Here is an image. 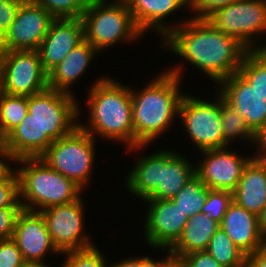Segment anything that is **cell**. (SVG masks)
<instances>
[{
	"label": "cell",
	"mask_w": 266,
	"mask_h": 267,
	"mask_svg": "<svg viewBox=\"0 0 266 267\" xmlns=\"http://www.w3.org/2000/svg\"><path fill=\"white\" fill-rule=\"evenodd\" d=\"M180 267H223L206 250L192 252L178 260Z\"/></svg>",
	"instance_id": "cell-38"
},
{
	"label": "cell",
	"mask_w": 266,
	"mask_h": 267,
	"mask_svg": "<svg viewBox=\"0 0 266 267\" xmlns=\"http://www.w3.org/2000/svg\"><path fill=\"white\" fill-rule=\"evenodd\" d=\"M5 207H22L18 174L11 166L0 175V208Z\"/></svg>",
	"instance_id": "cell-34"
},
{
	"label": "cell",
	"mask_w": 266,
	"mask_h": 267,
	"mask_svg": "<svg viewBox=\"0 0 266 267\" xmlns=\"http://www.w3.org/2000/svg\"><path fill=\"white\" fill-rule=\"evenodd\" d=\"M168 254L164 260H153L148 256L142 257V267H175L178 264V261L174 258V256L170 253L169 249Z\"/></svg>",
	"instance_id": "cell-40"
},
{
	"label": "cell",
	"mask_w": 266,
	"mask_h": 267,
	"mask_svg": "<svg viewBox=\"0 0 266 267\" xmlns=\"http://www.w3.org/2000/svg\"><path fill=\"white\" fill-rule=\"evenodd\" d=\"M26 265L21 251L12 238L0 241V267H25Z\"/></svg>",
	"instance_id": "cell-36"
},
{
	"label": "cell",
	"mask_w": 266,
	"mask_h": 267,
	"mask_svg": "<svg viewBox=\"0 0 266 267\" xmlns=\"http://www.w3.org/2000/svg\"><path fill=\"white\" fill-rule=\"evenodd\" d=\"M12 239L30 265L50 267L44 263L46 253L61 254L54 246L42 213L22 209L15 222ZM51 251V252H50Z\"/></svg>",
	"instance_id": "cell-14"
},
{
	"label": "cell",
	"mask_w": 266,
	"mask_h": 267,
	"mask_svg": "<svg viewBox=\"0 0 266 267\" xmlns=\"http://www.w3.org/2000/svg\"><path fill=\"white\" fill-rule=\"evenodd\" d=\"M208 190L195 174L172 200L186 214L187 218H191L195 214L201 213L202 207L208 197Z\"/></svg>",
	"instance_id": "cell-28"
},
{
	"label": "cell",
	"mask_w": 266,
	"mask_h": 267,
	"mask_svg": "<svg viewBox=\"0 0 266 267\" xmlns=\"http://www.w3.org/2000/svg\"><path fill=\"white\" fill-rule=\"evenodd\" d=\"M7 148L12 162L19 158L40 157V128L29 113L7 134Z\"/></svg>",
	"instance_id": "cell-24"
},
{
	"label": "cell",
	"mask_w": 266,
	"mask_h": 267,
	"mask_svg": "<svg viewBox=\"0 0 266 267\" xmlns=\"http://www.w3.org/2000/svg\"><path fill=\"white\" fill-rule=\"evenodd\" d=\"M81 19L84 39L98 52L123 40L135 42L143 35L124 0H89Z\"/></svg>",
	"instance_id": "cell-5"
},
{
	"label": "cell",
	"mask_w": 266,
	"mask_h": 267,
	"mask_svg": "<svg viewBox=\"0 0 266 267\" xmlns=\"http://www.w3.org/2000/svg\"><path fill=\"white\" fill-rule=\"evenodd\" d=\"M114 78H100L88 91L89 120L79 127L94 136L134 147L133 112L130 88ZM90 126V127H89Z\"/></svg>",
	"instance_id": "cell-3"
},
{
	"label": "cell",
	"mask_w": 266,
	"mask_h": 267,
	"mask_svg": "<svg viewBox=\"0 0 266 267\" xmlns=\"http://www.w3.org/2000/svg\"><path fill=\"white\" fill-rule=\"evenodd\" d=\"M149 203L145 216L146 243L170 249L181 237L188 218L172 199H144Z\"/></svg>",
	"instance_id": "cell-12"
},
{
	"label": "cell",
	"mask_w": 266,
	"mask_h": 267,
	"mask_svg": "<svg viewBox=\"0 0 266 267\" xmlns=\"http://www.w3.org/2000/svg\"><path fill=\"white\" fill-rule=\"evenodd\" d=\"M14 161L23 165L16 169L22 209L41 212L80 197L82 189L78 185L50 168L40 158H19Z\"/></svg>",
	"instance_id": "cell-4"
},
{
	"label": "cell",
	"mask_w": 266,
	"mask_h": 267,
	"mask_svg": "<svg viewBox=\"0 0 266 267\" xmlns=\"http://www.w3.org/2000/svg\"><path fill=\"white\" fill-rule=\"evenodd\" d=\"M220 228L247 256L266 245V235L259 227L258 216L234 201L229 205Z\"/></svg>",
	"instance_id": "cell-18"
},
{
	"label": "cell",
	"mask_w": 266,
	"mask_h": 267,
	"mask_svg": "<svg viewBox=\"0 0 266 267\" xmlns=\"http://www.w3.org/2000/svg\"><path fill=\"white\" fill-rule=\"evenodd\" d=\"M28 113V97L0 91V125L7 135Z\"/></svg>",
	"instance_id": "cell-30"
},
{
	"label": "cell",
	"mask_w": 266,
	"mask_h": 267,
	"mask_svg": "<svg viewBox=\"0 0 266 267\" xmlns=\"http://www.w3.org/2000/svg\"><path fill=\"white\" fill-rule=\"evenodd\" d=\"M179 1L184 5V7L187 6L189 9L191 8L194 0H179Z\"/></svg>",
	"instance_id": "cell-48"
},
{
	"label": "cell",
	"mask_w": 266,
	"mask_h": 267,
	"mask_svg": "<svg viewBox=\"0 0 266 267\" xmlns=\"http://www.w3.org/2000/svg\"><path fill=\"white\" fill-rule=\"evenodd\" d=\"M196 174L184 156L172 150L159 151V181L145 199H172Z\"/></svg>",
	"instance_id": "cell-19"
},
{
	"label": "cell",
	"mask_w": 266,
	"mask_h": 267,
	"mask_svg": "<svg viewBox=\"0 0 266 267\" xmlns=\"http://www.w3.org/2000/svg\"><path fill=\"white\" fill-rule=\"evenodd\" d=\"M206 19L218 30L235 38L248 51L266 50V44L257 46L254 43L257 42L256 33L266 31V0H239L215 10Z\"/></svg>",
	"instance_id": "cell-8"
},
{
	"label": "cell",
	"mask_w": 266,
	"mask_h": 267,
	"mask_svg": "<svg viewBox=\"0 0 266 267\" xmlns=\"http://www.w3.org/2000/svg\"><path fill=\"white\" fill-rule=\"evenodd\" d=\"M259 227L261 231L266 235V206L264 207L262 213L258 216Z\"/></svg>",
	"instance_id": "cell-46"
},
{
	"label": "cell",
	"mask_w": 266,
	"mask_h": 267,
	"mask_svg": "<svg viewBox=\"0 0 266 267\" xmlns=\"http://www.w3.org/2000/svg\"><path fill=\"white\" fill-rule=\"evenodd\" d=\"M206 251L223 267H246L247 255L221 228L210 239Z\"/></svg>",
	"instance_id": "cell-26"
},
{
	"label": "cell",
	"mask_w": 266,
	"mask_h": 267,
	"mask_svg": "<svg viewBox=\"0 0 266 267\" xmlns=\"http://www.w3.org/2000/svg\"><path fill=\"white\" fill-rule=\"evenodd\" d=\"M255 146L259 147L257 150L266 147V124L256 134Z\"/></svg>",
	"instance_id": "cell-43"
},
{
	"label": "cell",
	"mask_w": 266,
	"mask_h": 267,
	"mask_svg": "<svg viewBox=\"0 0 266 267\" xmlns=\"http://www.w3.org/2000/svg\"><path fill=\"white\" fill-rule=\"evenodd\" d=\"M55 18L32 0H25L10 25L5 51L38 50Z\"/></svg>",
	"instance_id": "cell-13"
},
{
	"label": "cell",
	"mask_w": 266,
	"mask_h": 267,
	"mask_svg": "<svg viewBox=\"0 0 266 267\" xmlns=\"http://www.w3.org/2000/svg\"><path fill=\"white\" fill-rule=\"evenodd\" d=\"M55 19L82 18L89 0H32Z\"/></svg>",
	"instance_id": "cell-31"
},
{
	"label": "cell",
	"mask_w": 266,
	"mask_h": 267,
	"mask_svg": "<svg viewBox=\"0 0 266 267\" xmlns=\"http://www.w3.org/2000/svg\"><path fill=\"white\" fill-rule=\"evenodd\" d=\"M232 201V192L209 189L208 197L201 213H204L207 218L213 219L220 224Z\"/></svg>",
	"instance_id": "cell-32"
},
{
	"label": "cell",
	"mask_w": 266,
	"mask_h": 267,
	"mask_svg": "<svg viewBox=\"0 0 266 267\" xmlns=\"http://www.w3.org/2000/svg\"><path fill=\"white\" fill-rule=\"evenodd\" d=\"M144 157L138 160L126 178L128 190L143 200L157 187L159 181V153Z\"/></svg>",
	"instance_id": "cell-25"
},
{
	"label": "cell",
	"mask_w": 266,
	"mask_h": 267,
	"mask_svg": "<svg viewBox=\"0 0 266 267\" xmlns=\"http://www.w3.org/2000/svg\"><path fill=\"white\" fill-rule=\"evenodd\" d=\"M227 148L201 151L204 160L195 166L196 175L208 189L233 192L244 167L254 157L240 156Z\"/></svg>",
	"instance_id": "cell-15"
},
{
	"label": "cell",
	"mask_w": 266,
	"mask_h": 267,
	"mask_svg": "<svg viewBox=\"0 0 266 267\" xmlns=\"http://www.w3.org/2000/svg\"><path fill=\"white\" fill-rule=\"evenodd\" d=\"M238 73L266 100V50L247 51Z\"/></svg>",
	"instance_id": "cell-27"
},
{
	"label": "cell",
	"mask_w": 266,
	"mask_h": 267,
	"mask_svg": "<svg viewBox=\"0 0 266 267\" xmlns=\"http://www.w3.org/2000/svg\"><path fill=\"white\" fill-rule=\"evenodd\" d=\"M0 175H2L10 166L6 163L7 161L5 159H7L8 161H11L9 154H0ZM5 161H4V160Z\"/></svg>",
	"instance_id": "cell-45"
},
{
	"label": "cell",
	"mask_w": 266,
	"mask_h": 267,
	"mask_svg": "<svg viewBox=\"0 0 266 267\" xmlns=\"http://www.w3.org/2000/svg\"><path fill=\"white\" fill-rule=\"evenodd\" d=\"M221 124L223 140L230 145L232 140L242 138L241 141L256 142V134L246 124L245 119L231 106H229L221 96ZM235 138V139H234Z\"/></svg>",
	"instance_id": "cell-29"
},
{
	"label": "cell",
	"mask_w": 266,
	"mask_h": 267,
	"mask_svg": "<svg viewBox=\"0 0 266 267\" xmlns=\"http://www.w3.org/2000/svg\"><path fill=\"white\" fill-rule=\"evenodd\" d=\"M259 154L257 153L256 155H254L260 162L261 164L266 168V147L261 148L260 150H258Z\"/></svg>",
	"instance_id": "cell-47"
},
{
	"label": "cell",
	"mask_w": 266,
	"mask_h": 267,
	"mask_svg": "<svg viewBox=\"0 0 266 267\" xmlns=\"http://www.w3.org/2000/svg\"><path fill=\"white\" fill-rule=\"evenodd\" d=\"M109 267H142V257L127 258L120 262L112 263Z\"/></svg>",
	"instance_id": "cell-42"
},
{
	"label": "cell",
	"mask_w": 266,
	"mask_h": 267,
	"mask_svg": "<svg viewBox=\"0 0 266 267\" xmlns=\"http://www.w3.org/2000/svg\"><path fill=\"white\" fill-rule=\"evenodd\" d=\"M220 228V224L198 213L188 218L183 233L178 241L169 249L178 261L182 256L198 251H205L210 239Z\"/></svg>",
	"instance_id": "cell-23"
},
{
	"label": "cell",
	"mask_w": 266,
	"mask_h": 267,
	"mask_svg": "<svg viewBox=\"0 0 266 267\" xmlns=\"http://www.w3.org/2000/svg\"><path fill=\"white\" fill-rule=\"evenodd\" d=\"M137 28L144 34L148 29L164 37L173 29L164 18L184 6L179 0H124Z\"/></svg>",
	"instance_id": "cell-22"
},
{
	"label": "cell",
	"mask_w": 266,
	"mask_h": 267,
	"mask_svg": "<svg viewBox=\"0 0 266 267\" xmlns=\"http://www.w3.org/2000/svg\"><path fill=\"white\" fill-rule=\"evenodd\" d=\"M83 199L55 205L41 211L54 246L60 253L94 246L84 234Z\"/></svg>",
	"instance_id": "cell-11"
},
{
	"label": "cell",
	"mask_w": 266,
	"mask_h": 267,
	"mask_svg": "<svg viewBox=\"0 0 266 267\" xmlns=\"http://www.w3.org/2000/svg\"><path fill=\"white\" fill-rule=\"evenodd\" d=\"M209 102L184 94L179 105V118L188 136L200 151L229 146L223 140L221 124V95Z\"/></svg>",
	"instance_id": "cell-10"
},
{
	"label": "cell",
	"mask_w": 266,
	"mask_h": 267,
	"mask_svg": "<svg viewBox=\"0 0 266 267\" xmlns=\"http://www.w3.org/2000/svg\"><path fill=\"white\" fill-rule=\"evenodd\" d=\"M97 248L94 245L82 250L63 252L62 254H67V259L61 267H107L104 255Z\"/></svg>",
	"instance_id": "cell-33"
},
{
	"label": "cell",
	"mask_w": 266,
	"mask_h": 267,
	"mask_svg": "<svg viewBox=\"0 0 266 267\" xmlns=\"http://www.w3.org/2000/svg\"><path fill=\"white\" fill-rule=\"evenodd\" d=\"M181 67L177 66L151 80L141 91L130 89L133 112L134 147L140 150L157 139L176 116L183 97L180 84ZM137 92V93H136Z\"/></svg>",
	"instance_id": "cell-2"
},
{
	"label": "cell",
	"mask_w": 266,
	"mask_h": 267,
	"mask_svg": "<svg viewBox=\"0 0 266 267\" xmlns=\"http://www.w3.org/2000/svg\"><path fill=\"white\" fill-rule=\"evenodd\" d=\"M47 88L48 73L37 50L0 53V91L28 97Z\"/></svg>",
	"instance_id": "cell-9"
},
{
	"label": "cell",
	"mask_w": 266,
	"mask_h": 267,
	"mask_svg": "<svg viewBox=\"0 0 266 267\" xmlns=\"http://www.w3.org/2000/svg\"><path fill=\"white\" fill-rule=\"evenodd\" d=\"M246 267H266V245L246 257Z\"/></svg>",
	"instance_id": "cell-41"
},
{
	"label": "cell",
	"mask_w": 266,
	"mask_h": 267,
	"mask_svg": "<svg viewBox=\"0 0 266 267\" xmlns=\"http://www.w3.org/2000/svg\"><path fill=\"white\" fill-rule=\"evenodd\" d=\"M233 193V201L259 216L266 206V168L254 156L244 167Z\"/></svg>",
	"instance_id": "cell-20"
},
{
	"label": "cell",
	"mask_w": 266,
	"mask_h": 267,
	"mask_svg": "<svg viewBox=\"0 0 266 267\" xmlns=\"http://www.w3.org/2000/svg\"><path fill=\"white\" fill-rule=\"evenodd\" d=\"M237 1L239 0H194L190 12L194 11L197 15H193L194 17L191 18L206 19L215 10L226 7Z\"/></svg>",
	"instance_id": "cell-37"
},
{
	"label": "cell",
	"mask_w": 266,
	"mask_h": 267,
	"mask_svg": "<svg viewBox=\"0 0 266 267\" xmlns=\"http://www.w3.org/2000/svg\"><path fill=\"white\" fill-rule=\"evenodd\" d=\"M162 41L173 54L202 70L217 84L238 72L248 51L207 19L189 18L173 26Z\"/></svg>",
	"instance_id": "cell-1"
},
{
	"label": "cell",
	"mask_w": 266,
	"mask_h": 267,
	"mask_svg": "<svg viewBox=\"0 0 266 267\" xmlns=\"http://www.w3.org/2000/svg\"><path fill=\"white\" fill-rule=\"evenodd\" d=\"M25 0H0V53L5 51L7 31Z\"/></svg>",
	"instance_id": "cell-35"
},
{
	"label": "cell",
	"mask_w": 266,
	"mask_h": 267,
	"mask_svg": "<svg viewBox=\"0 0 266 267\" xmlns=\"http://www.w3.org/2000/svg\"><path fill=\"white\" fill-rule=\"evenodd\" d=\"M0 154H9L7 148V135L3 132L0 125Z\"/></svg>",
	"instance_id": "cell-44"
},
{
	"label": "cell",
	"mask_w": 266,
	"mask_h": 267,
	"mask_svg": "<svg viewBox=\"0 0 266 267\" xmlns=\"http://www.w3.org/2000/svg\"><path fill=\"white\" fill-rule=\"evenodd\" d=\"M97 53L95 47L84 39L48 73L49 88L73 95L69 88L83 75Z\"/></svg>",
	"instance_id": "cell-21"
},
{
	"label": "cell",
	"mask_w": 266,
	"mask_h": 267,
	"mask_svg": "<svg viewBox=\"0 0 266 267\" xmlns=\"http://www.w3.org/2000/svg\"><path fill=\"white\" fill-rule=\"evenodd\" d=\"M83 40L84 25L81 18L54 19L37 50L44 70L49 73Z\"/></svg>",
	"instance_id": "cell-17"
},
{
	"label": "cell",
	"mask_w": 266,
	"mask_h": 267,
	"mask_svg": "<svg viewBox=\"0 0 266 267\" xmlns=\"http://www.w3.org/2000/svg\"><path fill=\"white\" fill-rule=\"evenodd\" d=\"M22 207L0 208V241L13 236L16 218Z\"/></svg>",
	"instance_id": "cell-39"
},
{
	"label": "cell",
	"mask_w": 266,
	"mask_h": 267,
	"mask_svg": "<svg viewBox=\"0 0 266 267\" xmlns=\"http://www.w3.org/2000/svg\"><path fill=\"white\" fill-rule=\"evenodd\" d=\"M219 94L257 134L266 124V100L237 72L219 83Z\"/></svg>",
	"instance_id": "cell-16"
},
{
	"label": "cell",
	"mask_w": 266,
	"mask_h": 267,
	"mask_svg": "<svg viewBox=\"0 0 266 267\" xmlns=\"http://www.w3.org/2000/svg\"><path fill=\"white\" fill-rule=\"evenodd\" d=\"M25 267H44V266H41V265H30V264H27Z\"/></svg>",
	"instance_id": "cell-49"
},
{
	"label": "cell",
	"mask_w": 266,
	"mask_h": 267,
	"mask_svg": "<svg viewBox=\"0 0 266 267\" xmlns=\"http://www.w3.org/2000/svg\"><path fill=\"white\" fill-rule=\"evenodd\" d=\"M79 107L74 95L51 88L28 96V113L40 128V156L54 141L79 126Z\"/></svg>",
	"instance_id": "cell-6"
},
{
	"label": "cell",
	"mask_w": 266,
	"mask_h": 267,
	"mask_svg": "<svg viewBox=\"0 0 266 267\" xmlns=\"http://www.w3.org/2000/svg\"><path fill=\"white\" fill-rule=\"evenodd\" d=\"M94 140L78 126L71 134L54 141L39 158L83 190L95 161Z\"/></svg>",
	"instance_id": "cell-7"
}]
</instances>
